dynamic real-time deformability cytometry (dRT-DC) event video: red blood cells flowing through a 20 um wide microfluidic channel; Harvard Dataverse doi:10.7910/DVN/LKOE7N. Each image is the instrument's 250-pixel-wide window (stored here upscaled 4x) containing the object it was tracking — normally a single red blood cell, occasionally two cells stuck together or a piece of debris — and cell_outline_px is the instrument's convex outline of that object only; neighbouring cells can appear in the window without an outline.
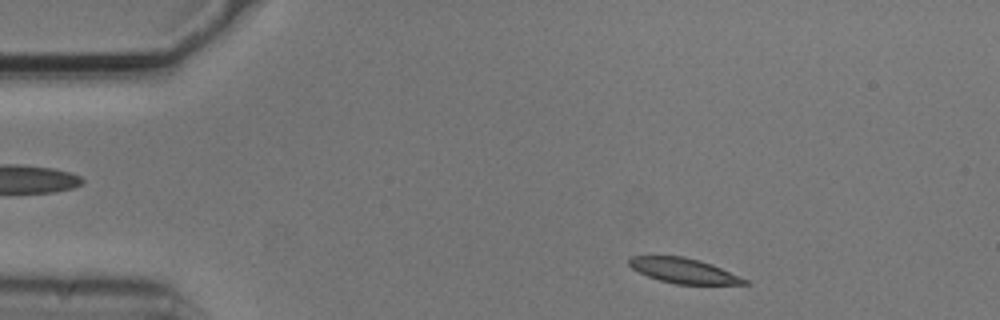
{"species": "common noctule bat (a hibernating species)", "species_latin": "Nyctalus noctula", "temperature_condition": "cold", "stored_images_in_passage": 49, "camera_frame_rate_fps": 3000, "um_per_image_px": 0.085, "animal": {"sex": "male", "body_mass_g": 20.5, "forearm_length_mm": 52.5}, "frame": {"image": 1, "passage_image": 3, "time_ms": 0.667, "image_size_px": [1000, 320], "cell_outline_px": [[752, 284], [676, 284], [660, 280], [648, 276], [632, 268], [628, 264], [628, 260], [632, 256], [684, 256], [700, 260], [712, 264], [748, 280]], "centroid_in_image_um": [58.12, 23.0], "position_along_channel_um": 26.9, "area_um2": 16.7}}
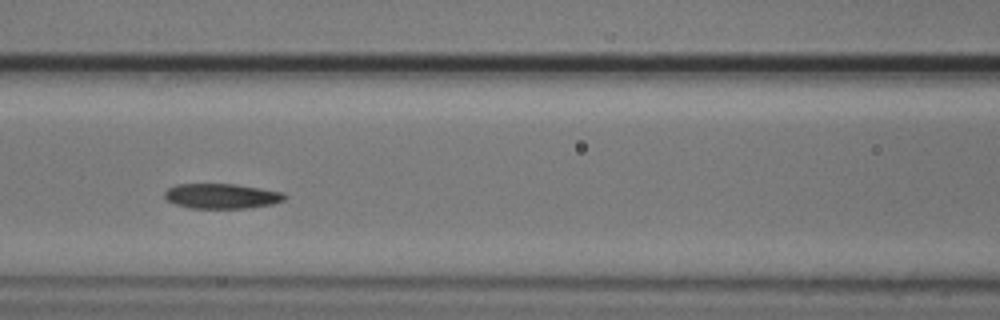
{"frame": {"image": 2, "passage_image": 18, "time_ms": 5.667, "image_size_px": [1000, 320], "cell_outline_px": [[288, 196], [284, 200], [272, 204], [252, 208], [192, 208], [176, 204], [168, 200], [164, 196], [164, 192], [168, 188], [176, 184], [236, 184], [284, 192]], "centroid_in_image_um": [18.88, 16.66], "position_along_channel_um": 147.7, "area_um2": 17.57}}
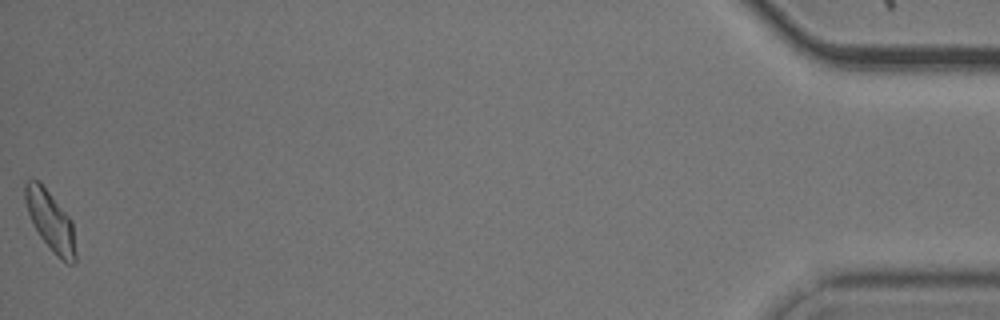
{"frame": {"image": 3, "passage_image": 49, "time_ms": 16.0, "image_size_px": [1000, 320], "cell_outline_px": [[76, 264], [68, 264], [60, 260], [52, 252], [40, 236], [32, 224], [24, 200], [24, 184], [28, 176], [32, 176], [40, 180], [72, 220], [76, 252]], "centroid_in_image_um": [4.27, 18.74], "position_along_channel_um": 430.9, "area_um2": 18.26}, "authors_computed_cell_mechanics": {"area_um2": 17.7446, "velocity_mm_per_s": 3.6909, "shape_relaxation_time_tau1_ms": 2.9803, "shape_relaxation_time_tau2_ms": 8.2181, "deformation_change_tau1": 0.1014, "deformation_change_tau2": 0.1357}}